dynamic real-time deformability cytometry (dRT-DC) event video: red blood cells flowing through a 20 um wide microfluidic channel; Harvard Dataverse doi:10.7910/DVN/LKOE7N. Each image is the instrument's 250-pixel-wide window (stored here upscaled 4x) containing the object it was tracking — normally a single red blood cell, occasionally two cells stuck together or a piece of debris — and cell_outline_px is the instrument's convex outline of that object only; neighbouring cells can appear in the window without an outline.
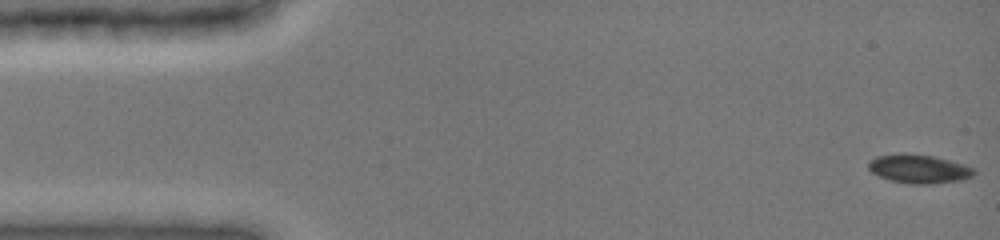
{"species": "common noctule bat (a hibernating species)", "species_latin": "Nyctalus noctula", "temperature_condition": "cold", "stored_images_in_passage": 31, "camera_frame_rate_fps": 3000, "um_per_image_px": 0.085, "animal": {"sex": "female", "body_mass_g": 19.0, "forearm_length_mm": 51.5}, "frame": {"image": 1, "passage_image": 1, "time_ms": 0.0, "image_size_px": [1000, 240], "cell_outline_px": [[976, 172], [972, 176], [960, 180], [932, 184], [912, 184], [888, 180], [872, 172], [868, 168], [868, 160], [876, 156], [900, 152], [904, 152], [932, 156], [964, 164], [976, 168]], "centroid_in_image_um": [78.08, 14.34], "position_along_channel_um": 6.9, "area_um2": 17.92}}
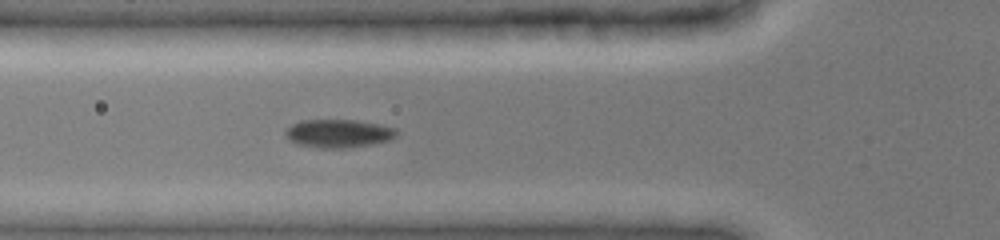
{"frame": {"image": 2, "passage_image": 22, "time_ms": 5.333, "image_size_px": [1000, 240], "cell_outline_px": [[396, 136], [388, 140], [372, 144], [348, 148], [320, 148], [296, 144], [288, 140], [284, 136], [284, 132], [292, 124], [300, 120], [356, 120], [380, 124], [396, 128]], "centroid_in_image_um": [28.73, 11.34], "position_along_channel_um": 97.1, "area_um2": 18.44}}
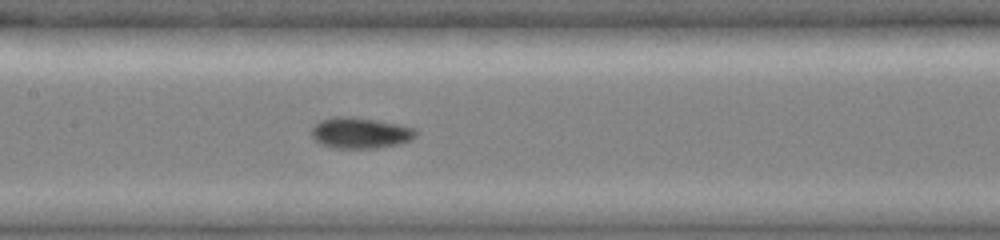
{"frame": {"image": 3, "passage_image": 31, "time_ms": 7.333, "image_size_px": [1000, 240], "cell_outline_px": [[416, 136], [412, 140], [400, 144], [376, 148], [332, 148], [320, 144], [312, 136], [312, 128], [320, 120], [332, 116], [352, 116], [376, 120], [416, 128]], "centroid_in_image_um": [30.62, 11.3], "position_along_channel_um": 176.8, "area_um2": 18.96}}